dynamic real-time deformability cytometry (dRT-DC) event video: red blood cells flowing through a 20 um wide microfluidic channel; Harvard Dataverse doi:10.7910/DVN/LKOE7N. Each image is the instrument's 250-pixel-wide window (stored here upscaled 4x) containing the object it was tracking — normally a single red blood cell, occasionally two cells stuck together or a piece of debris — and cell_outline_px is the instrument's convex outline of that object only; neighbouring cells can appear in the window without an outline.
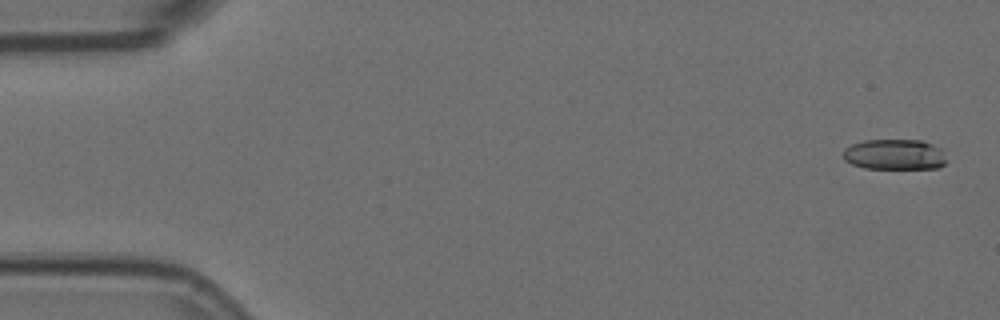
{"species": "Egyptian fruit bat (a non-hibernating species)", "species_latin": "Rousettus aegyptiacus", "temperature_condition": "room temperature", "stored_images_in_passage": 3, "camera_frame_rate_fps": 3000, "um_per_image_px": 0.085, "animal": {"sex": "female"}, "frame": {"image": 1, "passage_image": 1, "time_ms": 0.0, "image_size_px": [1000, 320], "cell_outline_px": [[944, 164], [940, 168], [864, 168], [852, 164], [844, 160], [844, 148], [852, 144], [864, 140], [920, 140], [932, 144], [940, 148], [944, 160]], "centroid_in_image_um": [76.0, 13.13], "position_along_channel_um": 9.0, "area_um2": 18.21}}